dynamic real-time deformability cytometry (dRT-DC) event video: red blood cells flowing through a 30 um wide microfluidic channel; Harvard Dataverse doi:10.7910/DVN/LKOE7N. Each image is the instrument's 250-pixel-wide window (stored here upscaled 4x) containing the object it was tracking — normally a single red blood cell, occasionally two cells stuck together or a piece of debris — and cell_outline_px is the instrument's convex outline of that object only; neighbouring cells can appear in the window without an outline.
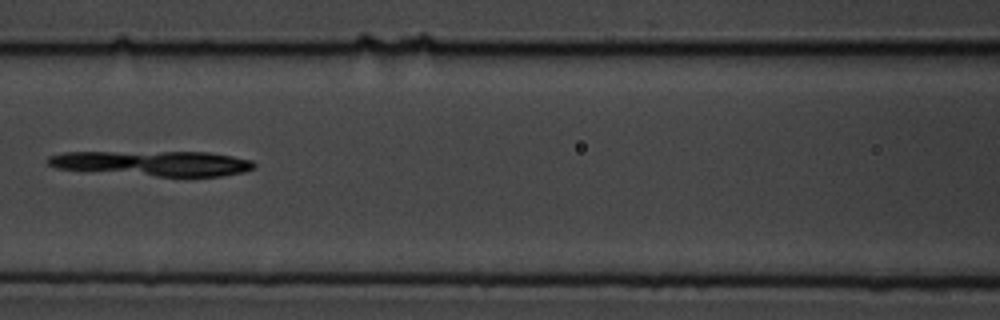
{"species": "common noctule bat (a hibernating species)", "species_latin": "Nyctalus noctula", "temperature_condition": "cold", "stored_images_in_passage": 9, "camera_frame_rate_fps": 3000, "um_per_image_px": 0.085, "animal": {"sex": "male", "body_mass_g": 19.5, "forearm_length_mm": 54.6}, "frame": {"image": 1, "passage_image": 6, "time_ms": 5.667, "image_size_px": [1000, 320], "cell_outline_px": [[256, 168], [244, 172], [220, 176], [156, 176], [56, 168], [48, 164], [44, 160], [48, 156], [64, 152], [208, 152], [232, 156], [252, 160], [256, 164]], "centroid_in_image_um": [13.02, 13.87], "position_along_channel_um": 153.6, "area_um2": 30.11}}
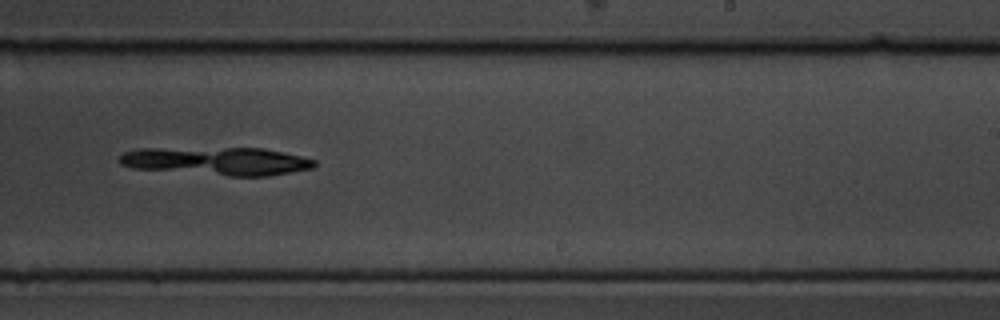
{"frame": {"image": 2, "passage_image": 9, "time_ms": 9.0, "image_size_px": [1000, 320], "cell_outline_px": [[316, 164], [312, 168], [268, 176], [228, 176], [132, 168], [120, 164], [120, 156], [124, 152], [136, 148], [264, 148], [300, 156], [316, 160]], "centroid_in_image_um": [18.41, 13.69], "position_along_channel_um": 270.6, "area_um2": 31.91}}